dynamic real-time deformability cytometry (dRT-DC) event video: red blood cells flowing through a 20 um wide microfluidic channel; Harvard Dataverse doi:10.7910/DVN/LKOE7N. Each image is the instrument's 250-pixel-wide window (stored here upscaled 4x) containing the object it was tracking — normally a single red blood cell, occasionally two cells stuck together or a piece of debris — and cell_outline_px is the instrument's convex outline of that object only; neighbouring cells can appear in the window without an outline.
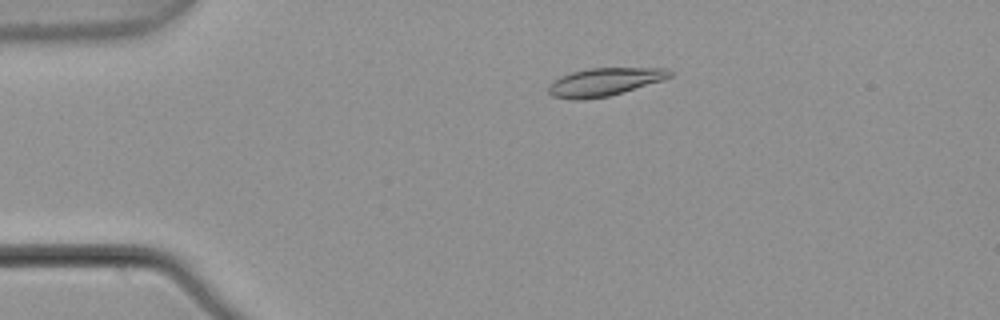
{"species": "common noctule bat (a hibernating species)", "species_latin": "Nyctalus noctula", "temperature_condition": "warm", "stored_images_in_passage": 5, "camera_frame_rate_fps": 3000, "um_per_image_px": 0.085, "animal": {"sex": "male", "body_mass_g": 21.5, "forearm_length_mm": 52.0}, "frame": {"image": 1, "passage_image": 3, "time_ms": 0.667, "image_size_px": [1000, 320], "cell_outline_px": [[672, 76], [664, 80], [608, 96], [584, 100], [572, 100], [552, 96], [548, 92], [548, 84], [552, 80], [560, 76], [572, 72], [588, 68], [668, 68], [672, 72]], "centroid_in_image_um": [51.34, 6.96], "position_along_channel_um": 33.7, "area_um2": 19.94}}
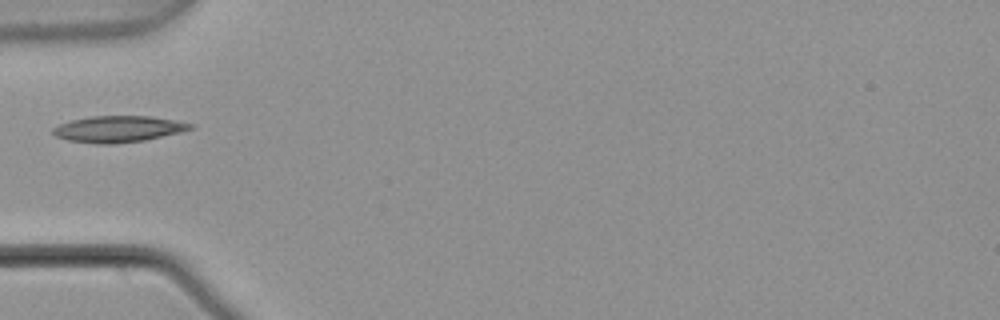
{"frame": {"image": 2, "passage_image": 5, "time_ms": 1.333, "image_size_px": [1000, 320], "cell_outline_px": [[196, 128], [180, 132], [144, 140], [112, 144], [96, 144], [68, 140], [56, 136], [52, 132], [52, 128], [60, 124], [72, 120], [92, 116], [152, 116], [196, 124]], "centroid_in_image_um": [10.09, 10.96], "position_along_channel_um": 74.9, "area_um2": 21.1}}